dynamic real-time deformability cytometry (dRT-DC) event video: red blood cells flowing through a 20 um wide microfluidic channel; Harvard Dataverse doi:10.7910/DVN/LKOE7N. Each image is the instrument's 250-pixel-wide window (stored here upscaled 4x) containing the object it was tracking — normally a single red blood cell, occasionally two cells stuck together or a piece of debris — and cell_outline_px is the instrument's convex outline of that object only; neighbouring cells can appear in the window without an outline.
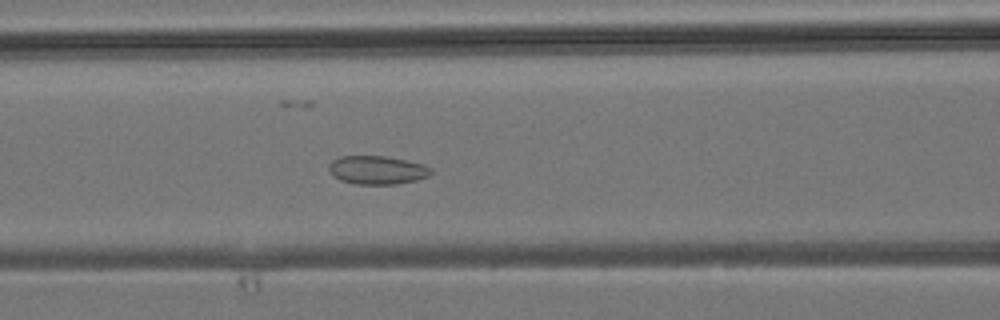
{"species": "common noctule bat (a hibernating species)", "species_latin": "Nyctalus noctula", "temperature_condition": "room temperature", "stored_images_in_passage": 47, "camera_frame_rate_fps": 3000, "um_per_image_px": 0.085, "animal": {"sex": "male", "body_mass_g": 19.2, "forearm_length_mm": 51.8}, "frame": {"image": 1, "passage_image": 19, "time_ms": 6.0, "image_size_px": [1000, 320], "cell_outline_px": [[432, 172], [428, 176], [416, 180], [396, 184], [356, 184], [340, 180], [332, 176], [328, 168], [328, 164], [332, 160], [340, 156], [384, 156], [424, 164], [432, 168]], "centroid_in_image_um": [32.03, 14.45], "position_along_channel_um": 134.6, "area_um2": 16.99}}
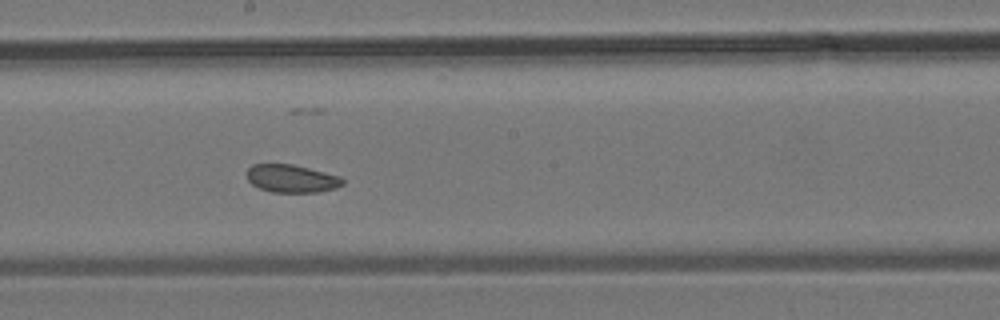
{"frame": {"image": 2, "passage_image": 25, "time_ms": 8.0, "image_size_px": [1000, 320], "cell_outline_px": [[344, 184], [336, 188], [316, 192], [272, 192], [260, 188], [252, 184], [248, 180], [248, 168], [252, 164], [292, 164], [340, 176], [344, 180]], "centroid_in_image_um": [24.79, 15.18], "position_along_channel_um": 223.4, "area_um2": 15.43}}
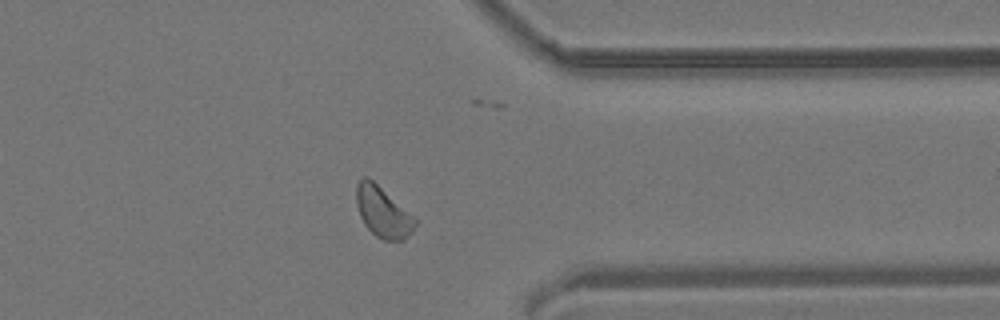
{"frame": {"image": 3, "passage_image": 36, "time_ms": 11.667, "image_size_px": [1000, 320], "cell_outline_px": [[416, 224], [412, 232], [404, 240], [384, 240], [376, 236], [364, 224], [360, 216], [356, 204], [356, 184], [364, 176], [368, 176], [412, 216], [416, 220]], "centroid_in_image_um": [32.5, 18.03], "position_along_channel_um": 378.9, "area_um2": 16.94}}